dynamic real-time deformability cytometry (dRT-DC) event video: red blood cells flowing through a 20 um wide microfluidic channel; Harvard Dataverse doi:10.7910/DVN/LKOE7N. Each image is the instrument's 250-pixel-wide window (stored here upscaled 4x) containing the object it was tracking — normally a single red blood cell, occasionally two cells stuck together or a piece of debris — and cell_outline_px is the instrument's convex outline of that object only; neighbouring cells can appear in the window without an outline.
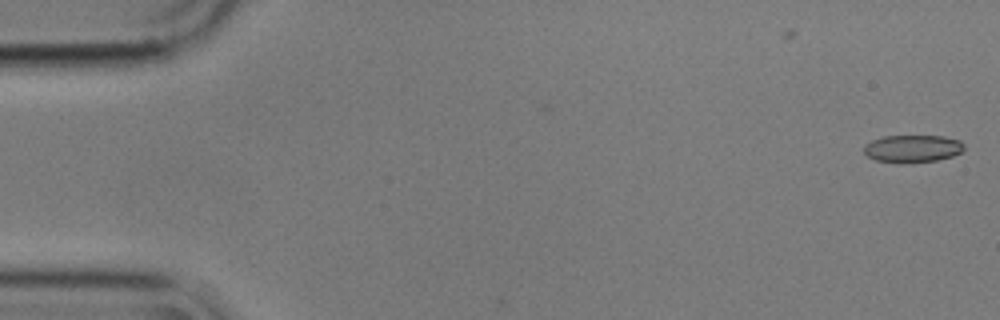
{"species": "common noctule bat (a hibernating species)", "species_latin": "Nyctalus noctula", "temperature_condition": "cold", "stored_images_in_passage": 4, "camera_frame_rate_fps": 3000, "um_per_image_px": 0.085, "animal": {"sex": "male", "body_mass_g": 17.9}, "frame": {"image": 1, "passage_image": 4, "time_ms": 1.0, "image_size_px": [1000, 320], "cell_outline_px": [[964, 148], [960, 152], [952, 156], [936, 160], [876, 160], [868, 156], [864, 152], [864, 144], [872, 140], [884, 136], [944, 136], [960, 140], [964, 144]], "centroid_in_image_um": [77.59, 12.57], "position_along_channel_um": 7.4, "area_um2": 15.26}}